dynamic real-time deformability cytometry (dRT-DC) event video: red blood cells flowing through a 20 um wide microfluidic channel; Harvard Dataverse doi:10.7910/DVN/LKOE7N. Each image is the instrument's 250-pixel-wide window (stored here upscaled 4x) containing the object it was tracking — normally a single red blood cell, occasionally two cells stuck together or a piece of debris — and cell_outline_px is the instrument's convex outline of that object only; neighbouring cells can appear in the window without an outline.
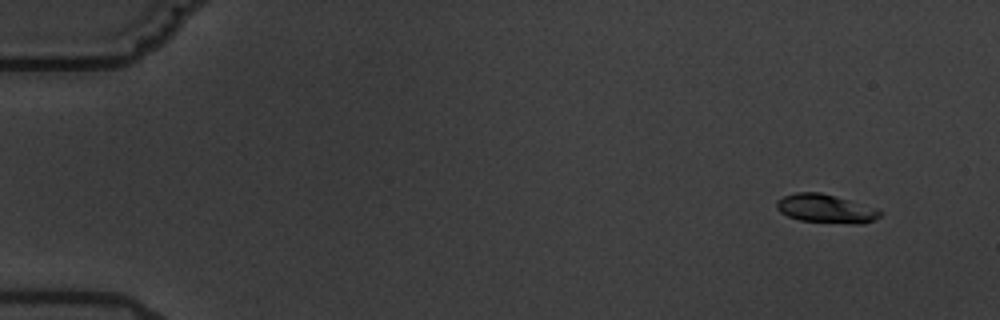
{"species": "common noctule bat (a hibernating species)", "species_latin": "Nyctalus noctula", "temperature_condition": "warm", "stored_images_in_passage": 4, "camera_frame_rate_fps": 3000, "um_per_image_px": 0.085, "animal": {"sex": "male", "body_mass_g": 19.5, "forearm_length_mm": 54.6}, "frame": {"image": 1, "passage_image": 1, "time_ms": 0.0, "image_size_px": [1000, 320], "cell_outline_px": [[880, 216], [864, 224], [852, 224], [800, 220], [788, 216], [780, 212], [776, 208], [776, 200], [784, 196], [796, 192], [820, 192], [876, 208], [880, 212]], "centroid_in_image_um": [70.15, 17.74], "position_along_channel_um": 14.9, "area_um2": 17.05}}
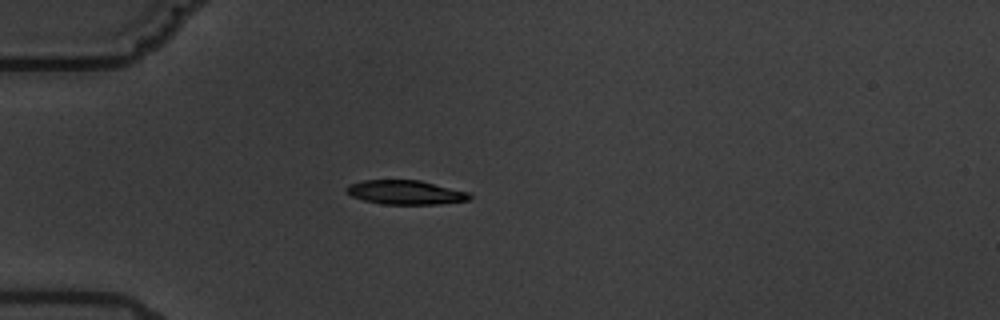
{"frame": {"image": 2, "passage_image": 4, "time_ms": 4.333, "image_size_px": [1000, 320], "cell_outline_px": [[472, 196], [468, 200], [440, 204], [384, 204], [364, 200], [352, 196], [344, 192], [344, 188], [348, 184], [360, 180], [420, 180], [468, 192]], "centroid_in_image_um": [34.41, 16.34], "position_along_channel_um": 50.6, "area_um2": 17.4}}